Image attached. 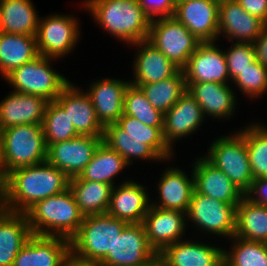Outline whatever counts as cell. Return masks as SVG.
Instances as JSON below:
<instances>
[{
	"label": "cell",
	"mask_w": 267,
	"mask_h": 266,
	"mask_svg": "<svg viewBox=\"0 0 267 266\" xmlns=\"http://www.w3.org/2000/svg\"><path fill=\"white\" fill-rule=\"evenodd\" d=\"M139 5L150 17L151 20L156 18L170 17L175 12V0H137Z\"/></svg>",
	"instance_id": "7bdbcfd3"
},
{
	"label": "cell",
	"mask_w": 267,
	"mask_h": 266,
	"mask_svg": "<svg viewBox=\"0 0 267 266\" xmlns=\"http://www.w3.org/2000/svg\"><path fill=\"white\" fill-rule=\"evenodd\" d=\"M140 48L133 65L134 80L130 84H151L173 76L179 68L176 67L159 49L147 39L130 46Z\"/></svg>",
	"instance_id": "484cf974"
},
{
	"label": "cell",
	"mask_w": 267,
	"mask_h": 266,
	"mask_svg": "<svg viewBox=\"0 0 267 266\" xmlns=\"http://www.w3.org/2000/svg\"><path fill=\"white\" fill-rule=\"evenodd\" d=\"M102 141L103 137L79 135L71 140L50 144L47 147L46 161L70 179L78 177Z\"/></svg>",
	"instance_id": "7c38bea8"
},
{
	"label": "cell",
	"mask_w": 267,
	"mask_h": 266,
	"mask_svg": "<svg viewBox=\"0 0 267 266\" xmlns=\"http://www.w3.org/2000/svg\"><path fill=\"white\" fill-rule=\"evenodd\" d=\"M111 149L118 152L128 164L134 159L163 161L147 144L146 140L134 139H103Z\"/></svg>",
	"instance_id": "60d3db41"
},
{
	"label": "cell",
	"mask_w": 267,
	"mask_h": 266,
	"mask_svg": "<svg viewBox=\"0 0 267 266\" xmlns=\"http://www.w3.org/2000/svg\"><path fill=\"white\" fill-rule=\"evenodd\" d=\"M82 5L103 30L124 44L148 38L152 20L137 0H84Z\"/></svg>",
	"instance_id": "7a4b0ae2"
},
{
	"label": "cell",
	"mask_w": 267,
	"mask_h": 266,
	"mask_svg": "<svg viewBox=\"0 0 267 266\" xmlns=\"http://www.w3.org/2000/svg\"><path fill=\"white\" fill-rule=\"evenodd\" d=\"M232 82L250 99L261 97L267 92V67L255 59Z\"/></svg>",
	"instance_id": "ab89813d"
},
{
	"label": "cell",
	"mask_w": 267,
	"mask_h": 266,
	"mask_svg": "<svg viewBox=\"0 0 267 266\" xmlns=\"http://www.w3.org/2000/svg\"><path fill=\"white\" fill-rule=\"evenodd\" d=\"M103 139L146 140V144L162 159H172L174 151L165 142L163 127H151L123 114L115 124L104 128ZM173 155V156H172Z\"/></svg>",
	"instance_id": "d4e9b609"
},
{
	"label": "cell",
	"mask_w": 267,
	"mask_h": 266,
	"mask_svg": "<svg viewBox=\"0 0 267 266\" xmlns=\"http://www.w3.org/2000/svg\"><path fill=\"white\" fill-rule=\"evenodd\" d=\"M5 210L4 206V178L0 176V214Z\"/></svg>",
	"instance_id": "7dc6e473"
},
{
	"label": "cell",
	"mask_w": 267,
	"mask_h": 266,
	"mask_svg": "<svg viewBox=\"0 0 267 266\" xmlns=\"http://www.w3.org/2000/svg\"><path fill=\"white\" fill-rule=\"evenodd\" d=\"M70 178L47 161L17 168L4 178L5 210L25 213L36 202L69 188Z\"/></svg>",
	"instance_id": "6da1fadb"
},
{
	"label": "cell",
	"mask_w": 267,
	"mask_h": 266,
	"mask_svg": "<svg viewBox=\"0 0 267 266\" xmlns=\"http://www.w3.org/2000/svg\"><path fill=\"white\" fill-rule=\"evenodd\" d=\"M193 165L194 188L198 194L209 196L226 204L238 205L244 193L204 156L197 158Z\"/></svg>",
	"instance_id": "ffe728a7"
},
{
	"label": "cell",
	"mask_w": 267,
	"mask_h": 266,
	"mask_svg": "<svg viewBox=\"0 0 267 266\" xmlns=\"http://www.w3.org/2000/svg\"><path fill=\"white\" fill-rule=\"evenodd\" d=\"M42 127L47 147L79 136L68 114L56 101L48 103Z\"/></svg>",
	"instance_id": "74e56055"
},
{
	"label": "cell",
	"mask_w": 267,
	"mask_h": 266,
	"mask_svg": "<svg viewBox=\"0 0 267 266\" xmlns=\"http://www.w3.org/2000/svg\"><path fill=\"white\" fill-rule=\"evenodd\" d=\"M49 101L11 91L0 101V130L23 124H42Z\"/></svg>",
	"instance_id": "cb8c5ba5"
},
{
	"label": "cell",
	"mask_w": 267,
	"mask_h": 266,
	"mask_svg": "<svg viewBox=\"0 0 267 266\" xmlns=\"http://www.w3.org/2000/svg\"><path fill=\"white\" fill-rule=\"evenodd\" d=\"M139 87L151 105L165 114L187 91L183 70L173 76L151 84H131Z\"/></svg>",
	"instance_id": "e575fe53"
},
{
	"label": "cell",
	"mask_w": 267,
	"mask_h": 266,
	"mask_svg": "<svg viewBox=\"0 0 267 266\" xmlns=\"http://www.w3.org/2000/svg\"><path fill=\"white\" fill-rule=\"evenodd\" d=\"M152 266H162L158 261L155 263V264H153Z\"/></svg>",
	"instance_id": "f907efd6"
},
{
	"label": "cell",
	"mask_w": 267,
	"mask_h": 266,
	"mask_svg": "<svg viewBox=\"0 0 267 266\" xmlns=\"http://www.w3.org/2000/svg\"><path fill=\"white\" fill-rule=\"evenodd\" d=\"M66 266H98V264H86V263H80L72 258L67 262Z\"/></svg>",
	"instance_id": "c3c4849f"
},
{
	"label": "cell",
	"mask_w": 267,
	"mask_h": 266,
	"mask_svg": "<svg viewBox=\"0 0 267 266\" xmlns=\"http://www.w3.org/2000/svg\"><path fill=\"white\" fill-rule=\"evenodd\" d=\"M210 145L204 158L221 170L245 194L254 178L244 136L237 131L232 135L216 138Z\"/></svg>",
	"instance_id": "52a82bcc"
},
{
	"label": "cell",
	"mask_w": 267,
	"mask_h": 266,
	"mask_svg": "<svg viewBox=\"0 0 267 266\" xmlns=\"http://www.w3.org/2000/svg\"><path fill=\"white\" fill-rule=\"evenodd\" d=\"M31 235L25 213L4 210L0 214V266H12Z\"/></svg>",
	"instance_id": "f1b7e54d"
},
{
	"label": "cell",
	"mask_w": 267,
	"mask_h": 266,
	"mask_svg": "<svg viewBox=\"0 0 267 266\" xmlns=\"http://www.w3.org/2000/svg\"><path fill=\"white\" fill-rule=\"evenodd\" d=\"M183 1H186V0H175L176 3H180V2H183Z\"/></svg>",
	"instance_id": "816d5d0a"
},
{
	"label": "cell",
	"mask_w": 267,
	"mask_h": 266,
	"mask_svg": "<svg viewBox=\"0 0 267 266\" xmlns=\"http://www.w3.org/2000/svg\"><path fill=\"white\" fill-rule=\"evenodd\" d=\"M224 55L229 79L232 81L256 59L252 43L234 42L231 48L224 51Z\"/></svg>",
	"instance_id": "b9f144b4"
},
{
	"label": "cell",
	"mask_w": 267,
	"mask_h": 266,
	"mask_svg": "<svg viewBox=\"0 0 267 266\" xmlns=\"http://www.w3.org/2000/svg\"><path fill=\"white\" fill-rule=\"evenodd\" d=\"M32 0H0V31L36 36L39 17Z\"/></svg>",
	"instance_id": "f546056e"
},
{
	"label": "cell",
	"mask_w": 267,
	"mask_h": 266,
	"mask_svg": "<svg viewBox=\"0 0 267 266\" xmlns=\"http://www.w3.org/2000/svg\"><path fill=\"white\" fill-rule=\"evenodd\" d=\"M215 43L201 42L189 57L188 64L183 69L187 87L191 83L200 82L230 83L224 51Z\"/></svg>",
	"instance_id": "9a60e30c"
},
{
	"label": "cell",
	"mask_w": 267,
	"mask_h": 266,
	"mask_svg": "<svg viewBox=\"0 0 267 266\" xmlns=\"http://www.w3.org/2000/svg\"><path fill=\"white\" fill-rule=\"evenodd\" d=\"M146 187L134 180L122 182L114 186L111 192L107 214L130 223H143L151 201Z\"/></svg>",
	"instance_id": "7402d4cb"
},
{
	"label": "cell",
	"mask_w": 267,
	"mask_h": 266,
	"mask_svg": "<svg viewBox=\"0 0 267 266\" xmlns=\"http://www.w3.org/2000/svg\"><path fill=\"white\" fill-rule=\"evenodd\" d=\"M265 26L263 20L246 12L236 0L220 1L218 39L223 35L230 43H253Z\"/></svg>",
	"instance_id": "2e32d148"
},
{
	"label": "cell",
	"mask_w": 267,
	"mask_h": 266,
	"mask_svg": "<svg viewBox=\"0 0 267 266\" xmlns=\"http://www.w3.org/2000/svg\"><path fill=\"white\" fill-rule=\"evenodd\" d=\"M234 236L267 243V208L244 196L236 207Z\"/></svg>",
	"instance_id": "d6a6232c"
},
{
	"label": "cell",
	"mask_w": 267,
	"mask_h": 266,
	"mask_svg": "<svg viewBox=\"0 0 267 266\" xmlns=\"http://www.w3.org/2000/svg\"><path fill=\"white\" fill-rule=\"evenodd\" d=\"M68 114L79 135L103 137L104 127L99 122L90 96L69 83L55 100Z\"/></svg>",
	"instance_id": "ac0fdd59"
},
{
	"label": "cell",
	"mask_w": 267,
	"mask_h": 266,
	"mask_svg": "<svg viewBox=\"0 0 267 266\" xmlns=\"http://www.w3.org/2000/svg\"><path fill=\"white\" fill-rule=\"evenodd\" d=\"M69 189L84 216L107 213L113 189L112 185L82 180L78 176L70 179Z\"/></svg>",
	"instance_id": "1f68e13d"
},
{
	"label": "cell",
	"mask_w": 267,
	"mask_h": 266,
	"mask_svg": "<svg viewBox=\"0 0 267 266\" xmlns=\"http://www.w3.org/2000/svg\"><path fill=\"white\" fill-rule=\"evenodd\" d=\"M157 184L159 202H151V206L162 209L187 212L194 188L193 172L189 178L185 171L178 167L167 168Z\"/></svg>",
	"instance_id": "4316f807"
},
{
	"label": "cell",
	"mask_w": 267,
	"mask_h": 266,
	"mask_svg": "<svg viewBox=\"0 0 267 266\" xmlns=\"http://www.w3.org/2000/svg\"><path fill=\"white\" fill-rule=\"evenodd\" d=\"M219 0H186L176 3L175 17L201 42L218 38Z\"/></svg>",
	"instance_id": "5bb4252c"
},
{
	"label": "cell",
	"mask_w": 267,
	"mask_h": 266,
	"mask_svg": "<svg viewBox=\"0 0 267 266\" xmlns=\"http://www.w3.org/2000/svg\"><path fill=\"white\" fill-rule=\"evenodd\" d=\"M127 224L107 213L84 216L78 232L70 239L71 258L80 263L98 264L112 250Z\"/></svg>",
	"instance_id": "277c9868"
},
{
	"label": "cell",
	"mask_w": 267,
	"mask_h": 266,
	"mask_svg": "<svg viewBox=\"0 0 267 266\" xmlns=\"http://www.w3.org/2000/svg\"><path fill=\"white\" fill-rule=\"evenodd\" d=\"M186 224L185 212L151 205L143 220L148 243L157 254L166 246L183 240Z\"/></svg>",
	"instance_id": "e0dca14e"
},
{
	"label": "cell",
	"mask_w": 267,
	"mask_h": 266,
	"mask_svg": "<svg viewBox=\"0 0 267 266\" xmlns=\"http://www.w3.org/2000/svg\"><path fill=\"white\" fill-rule=\"evenodd\" d=\"M70 259L69 239L32 234L12 266H66Z\"/></svg>",
	"instance_id": "4fadbf2b"
},
{
	"label": "cell",
	"mask_w": 267,
	"mask_h": 266,
	"mask_svg": "<svg viewBox=\"0 0 267 266\" xmlns=\"http://www.w3.org/2000/svg\"><path fill=\"white\" fill-rule=\"evenodd\" d=\"M54 58L39 55L34 60L13 69L4 78L13 91L43 97L55 101L62 90L71 82L51 66Z\"/></svg>",
	"instance_id": "8992f818"
},
{
	"label": "cell",
	"mask_w": 267,
	"mask_h": 266,
	"mask_svg": "<svg viewBox=\"0 0 267 266\" xmlns=\"http://www.w3.org/2000/svg\"><path fill=\"white\" fill-rule=\"evenodd\" d=\"M3 178L21 167L38 165L47 160V145L42 124H23L0 130Z\"/></svg>",
	"instance_id": "5b68a950"
},
{
	"label": "cell",
	"mask_w": 267,
	"mask_h": 266,
	"mask_svg": "<svg viewBox=\"0 0 267 266\" xmlns=\"http://www.w3.org/2000/svg\"><path fill=\"white\" fill-rule=\"evenodd\" d=\"M123 114L151 127H163L164 114L154 108L142 90L129 84L124 93Z\"/></svg>",
	"instance_id": "f35d334b"
},
{
	"label": "cell",
	"mask_w": 267,
	"mask_h": 266,
	"mask_svg": "<svg viewBox=\"0 0 267 266\" xmlns=\"http://www.w3.org/2000/svg\"><path fill=\"white\" fill-rule=\"evenodd\" d=\"M240 130L245 138L253 178L267 177V125L254 123Z\"/></svg>",
	"instance_id": "d590c367"
},
{
	"label": "cell",
	"mask_w": 267,
	"mask_h": 266,
	"mask_svg": "<svg viewBox=\"0 0 267 266\" xmlns=\"http://www.w3.org/2000/svg\"><path fill=\"white\" fill-rule=\"evenodd\" d=\"M244 196L252 203L267 208V177L254 179Z\"/></svg>",
	"instance_id": "ee69618b"
},
{
	"label": "cell",
	"mask_w": 267,
	"mask_h": 266,
	"mask_svg": "<svg viewBox=\"0 0 267 266\" xmlns=\"http://www.w3.org/2000/svg\"><path fill=\"white\" fill-rule=\"evenodd\" d=\"M39 56L36 36L9 34L0 31V74L8 75L13 69Z\"/></svg>",
	"instance_id": "4dcf8cb0"
},
{
	"label": "cell",
	"mask_w": 267,
	"mask_h": 266,
	"mask_svg": "<svg viewBox=\"0 0 267 266\" xmlns=\"http://www.w3.org/2000/svg\"><path fill=\"white\" fill-rule=\"evenodd\" d=\"M249 14L256 16L267 24V0H236Z\"/></svg>",
	"instance_id": "f6af8a7d"
},
{
	"label": "cell",
	"mask_w": 267,
	"mask_h": 266,
	"mask_svg": "<svg viewBox=\"0 0 267 266\" xmlns=\"http://www.w3.org/2000/svg\"><path fill=\"white\" fill-rule=\"evenodd\" d=\"M129 81L104 78L93 81L87 89L86 93L90 96L97 118L104 128L117 123L123 115L124 93Z\"/></svg>",
	"instance_id": "603a6c76"
},
{
	"label": "cell",
	"mask_w": 267,
	"mask_h": 266,
	"mask_svg": "<svg viewBox=\"0 0 267 266\" xmlns=\"http://www.w3.org/2000/svg\"><path fill=\"white\" fill-rule=\"evenodd\" d=\"M78 20L72 15L52 14L39 18L36 42L39 55L58 59L69 54L80 37Z\"/></svg>",
	"instance_id": "8fae6325"
},
{
	"label": "cell",
	"mask_w": 267,
	"mask_h": 266,
	"mask_svg": "<svg viewBox=\"0 0 267 266\" xmlns=\"http://www.w3.org/2000/svg\"><path fill=\"white\" fill-rule=\"evenodd\" d=\"M0 176L3 177V157H2V141L0 134Z\"/></svg>",
	"instance_id": "681fc988"
},
{
	"label": "cell",
	"mask_w": 267,
	"mask_h": 266,
	"mask_svg": "<svg viewBox=\"0 0 267 266\" xmlns=\"http://www.w3.org/2000/svg\"><path fill=\"white\" fill-rule=\"evenodd\" d=\"M127 165L129 164L118 152L102 141L79 177L82 180L103 182L114 187L116 175Z\"/></svg>",
	"instance_id": "836d02e7"
},
{
	"label": "cell",
	"mask_w": 267,
	"mask_h": 266,
	"mask_svg": "<svg viewBox=\"0 0 267 266\" xmlns=\"http://www.w3.org/2000/svg\"><path fill=\"white\" fill-rule=\"evenodd\" d=\"M255 51V58L263 66L267 67V24L260 36L252 43Z\"/></svg>",
	"instance_id": "bcb514c9"
},
{
	"label": "cell",
	"mask_w": 267,
	"mask_h": 266,
	"mask_svg": "<svg viewBox=\"0 0 267 266\" xmlns=\"http://www.w3.org/2000/svg\"><path fill=\"white\" fill-rule=\"evenodd\" d=\"M25 215L32 234L69 240L78 232L84 218L69 188L36 202Z\"/></svg>",
	"instance_id": "3957f363"
},
{
	"label": "cell",
	"mask_w": 267,
	"mask_h": 266,
	"mask_svg": "<svg viewBox=\"0 0 267 266\" xmlns=\"http://www.w3.org/2000/svg\"><path fill=\"white\" fill-rule=\"evenodd\" d=\"M209 196L198 194L195 190L186 212V220H190L198 230L212 235L232 238L235 233L236 207Z\"/></svg>",
	"instance_id": "30bf717a"
},
{
	"label": "cell",
	"mask_w": 267,
	"mask_h": 266,
	"mask_svg": "<svg viewBox=\"0 0 267 266\" xmlns=\"http://www.w3.org/2000/svg\"><path fill=\"white\" fill-rule=\"evenodd\" d=\"M224 248L193 241H178L158 254L162 266H224Z\"/></svg>",
	"instance_id": "44dd1931"
},
{
	"label": "cell",
	"mask_w": 267,
	"mask_h": 266,
	"mask_svg": "<svg viewBox=\"0 0 267 266\" xmlns=\"http://www.w3.org/2000/svg\"><path fill=\"white\" fill-rule=\"evenodd\" d=\"M231 250L224 249V266H267V243L233 236Z\"/></svg>",
	"instance_id": "8d00e7d4"
},
{
	"label": "cell",
	"mask_w": 267,
	"mask_h": 266,
	"mask_svg": "<svg viewBox=\"0 0 267 266\" xmlns=\"http://www.w3.org/2000/svg\"><path fill=\"white\" fill-rule=\"evenodd\" d=\"M147 40L180 70L201 43L173 16L153 19Z\"/></svg>",
	"instance_id": "ba28073f"
},
{
	"label": "cell",
	"mask_w": 267,
	"mask_h": 266,
	"mask_svg": "<svg viewBox=\"0 0 267 266\" xmlns=\"http://www.w3.org/2000/svg\"><path fill=\"white\" fill-rule=\"evenodd\" d=\"M158 254L149 245L143 223L127 224L98 266H152Z\"/></svg>",
	"instance_id": "9c48e42d"
},
{
	"label": "cell",
	"mask_w": 267,
	"mask_h": 266,
	"mask_svg": "<svg viewBox=\"0 0 267 266\" xmlns=\"http://www.w3.org/2000/svg\"><path fill=\"white\" fill-rule=\"evenodd\" d=\"M228 84L214 82L191 83L187 91L200 105L205 117L227 119L233 116L237 105L234 90Z\"/></svg>",
	"instance_id": "83f0119b"
},
{
	"label": "cell",
	"mask_w": 267,
	"mask_h": 266,
	"mask_svg": "<svg viewBox=\"0 0 267 266\" xmlns=\"http://www.w3.org/2000/svg\"><path fill=\"white\" fill-rule=\"evenodd\" d=\"M204 113L195 98L186 91L165 114L163 136L172 149L174 141L190 136L199 130L205 120ZM177 139V140H176Z\"/></svg>",
	"instance_id": "d6986e66"
}]
</instances>
